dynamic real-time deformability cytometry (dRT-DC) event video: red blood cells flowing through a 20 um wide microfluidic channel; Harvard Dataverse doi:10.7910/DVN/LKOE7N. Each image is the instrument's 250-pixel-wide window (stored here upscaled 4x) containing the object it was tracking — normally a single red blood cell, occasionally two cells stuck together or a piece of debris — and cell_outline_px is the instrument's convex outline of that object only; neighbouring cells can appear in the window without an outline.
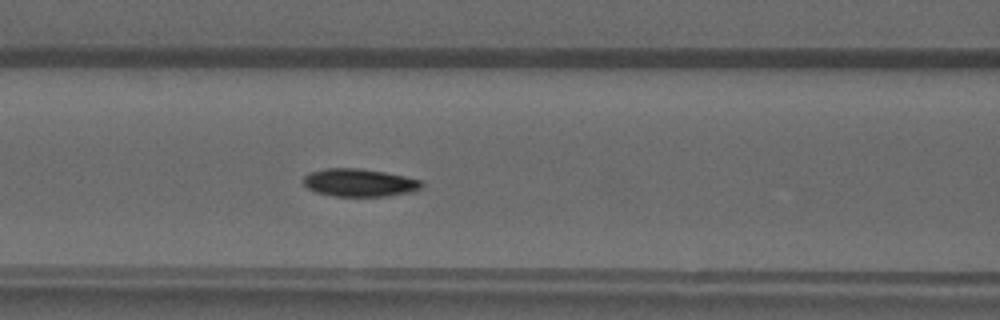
{"species": "common noctule bat (a hibernating species)", "species_latin": "Nyctalus noctula", "temperature_condition": "warm", "stored_images_in_passage": 39, "camera_frame_rate_fps": 3000, "um_per_image_px": 0.085, "animal": {"sex": "male", "forearm_length_mm": 52.5}, "frame": {"image": 1, "passage_image": 10, "time_ms": 3.0, "image_size_px": [1000, 320], "cell_outline_px": [[424, 184], [420, 188], [412, 192], [388, 196], [336, 196], [316, 192], [308, 188], [304, 184], [304, 176], [308, 172], [324, 168], [356, 168], [384, 172], [424, 180]], "centroid_in_image_um": [30.57, 15.52], "position_along_channel_um": 136.0, "area_um2": 19.25}}
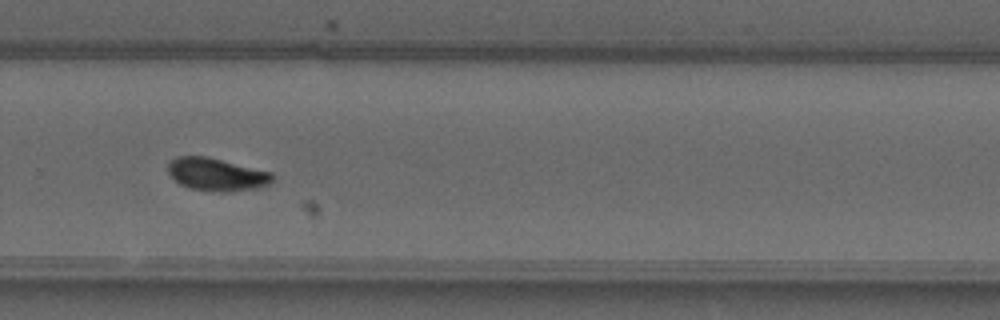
{"frame": {"image": 2, "passage_image": 23, "time_ms": 7.333, "image_size_px": [1000, 320], "cell_outline_px": [[272, 180], [268, 184], [256, 188], [192, 188], [180, 184], [168, 172], [168, 164], [176, 156], [208, 156], [272, 172]], "centroid_in_image_um": [18.38, 14.74], "position_along_channel_um": 311.4, "area_um2": 18.73}}
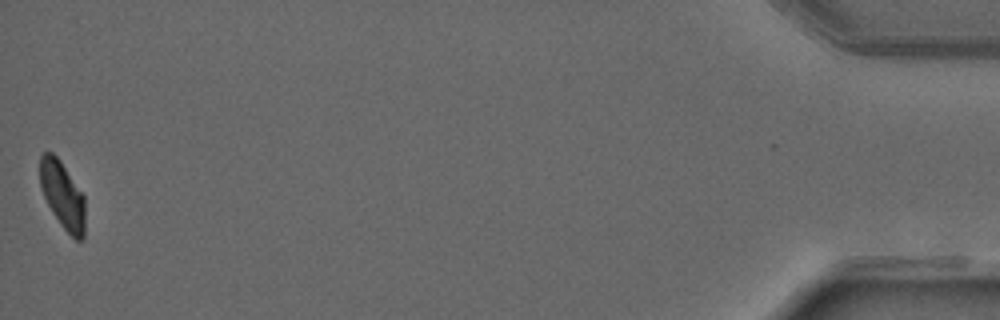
{"frame": {"image": 3, "passage_image": 39, "time_ms": 12.667, "image_size_px": [1000, 320], "cell_outline_px": [[84, 240], [76, 240], [60, 224], [52, 212], [40, 188], [40, 156], [44, 152], [52, 152], [60, 160], [84, 196]], "centroid_in_image_um": [5.31, 16.58], "position_along_channel_um": 429.9, "area_um2": 17.51}, "authors_computed_cell_mechanics": {"area_um2": 19.2474, "velocity_mm_per_s": 4.0706, "shape_relaxation_time_tau1_ms": 3.0171, "shape_relaxation_time_tau2_ms": null, "deformation_change_tau1": 0.1284, "deformation_change_tau2": null}}